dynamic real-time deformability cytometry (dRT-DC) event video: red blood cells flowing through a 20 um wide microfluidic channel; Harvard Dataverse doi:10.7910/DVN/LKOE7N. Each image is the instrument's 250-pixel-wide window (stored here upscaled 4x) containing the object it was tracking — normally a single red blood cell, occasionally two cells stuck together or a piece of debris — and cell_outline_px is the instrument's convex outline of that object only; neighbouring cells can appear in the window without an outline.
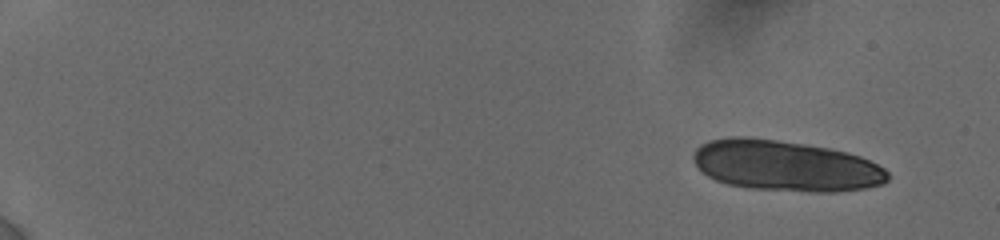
{"species": "human", "species_latin": "Homo sapiens", "temperature_condition": "cold", "stored_images_in_passage": 50, "segment_of_instrument_passage": [1, 2], "camera_frame_rate_fps": 3000, "um_per_image_px": 0.085, "donor": {"sex": "female"}, "frame": {"image": 1, "passage_image": 1, "time_ms": 0.0, "image_size_px": [1000, 240], "cell_outline_px": [[888, 180], [884, 184], [868, 188], [836, 192], [808, 192], [748, 188], [728, 184], [716, 180], [708, 176], [692, 160], [692, 156], [696, 148], [700, 144], [708, 140], [740, 136], [744, 136], [776, 140], [804, 144], [828, 148], [848, 152], [860, 156], [884, 168], [888, 172]], "centroid_in_image_um": [66.78, 14.1], "position_along_channel_um": 18.2, "area_um2": 57.63}}